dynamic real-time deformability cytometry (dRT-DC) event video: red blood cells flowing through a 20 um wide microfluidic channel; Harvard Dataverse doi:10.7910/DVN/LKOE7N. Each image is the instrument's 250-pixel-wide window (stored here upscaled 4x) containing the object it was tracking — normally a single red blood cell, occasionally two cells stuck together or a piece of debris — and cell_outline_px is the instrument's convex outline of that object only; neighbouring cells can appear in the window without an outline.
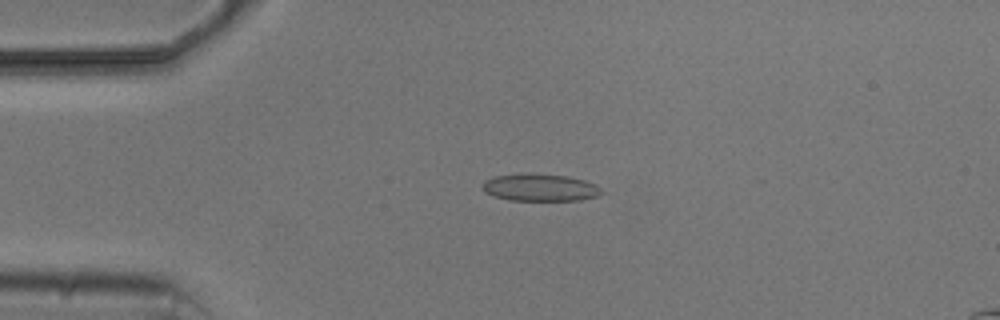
{"species": "common noctule bat (a hibernating species)", "species_latin": "Nyctalus noctula", "temperature_condition": "cold", "stored_images_in_passage": 4, "camera_frame_rate_fps": 3000, "um_per_image_px": 0.085, "animal": {"sex": "male", "body_mass_g": 20.5, "forearm_length_mm": 52.5}, "frame": {"image": 1, "passage_image": 3, "time_ms": 2.333, "image_size_px": [1000, 320], "cell_outline_px": [[604, 192], [596, 196], [580, 200], [508, 200], [484, 192], [480, 188], [484, 180], [496, 176], [524, 172], [568, 176], [584, 180], [596, 184]], "centroid_in_image_um": [45.88, 15.92], "position_along_channel_um": 39.1, "area_um2": 19.13}}